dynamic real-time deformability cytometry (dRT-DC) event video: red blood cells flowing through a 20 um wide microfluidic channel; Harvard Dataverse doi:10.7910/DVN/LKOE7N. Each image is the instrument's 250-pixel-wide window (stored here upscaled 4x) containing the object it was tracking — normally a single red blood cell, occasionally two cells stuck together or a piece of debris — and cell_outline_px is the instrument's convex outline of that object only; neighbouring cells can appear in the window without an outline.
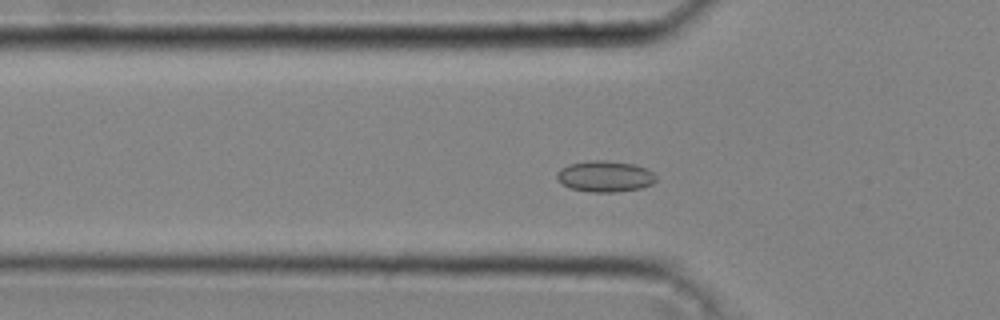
{"species": "common noctule bat (a hibernating species)", "species_latin": "Nyctalus noctula", "temperature_condition": "cold", "stored_images_in_passage": 43, "camera_frame_rate_fps": 3000, "um_per_image_px": 0.085, "animal": {"sex": "male", "body_mass_g": 20.4}, "frame": {"image": 1, "passage_image": 13, "time_ms": 4.0, "image_size_px": [1000, 320], "cell_outline_px": [[656, 180], [652, 184], [640, 188], [612, 192], [588, 192], [572, 188], [564, 184], [556, 176], [556, 172], [560, 168], [568, 164], [592, 160], [604, 160], [632, 164], [644, 168], [652, 172], [656, 176]], "centroid_in_image_um": [51.41, 14.98], "position_along_channel_um": 74.4, "area_um2": 17.74}}
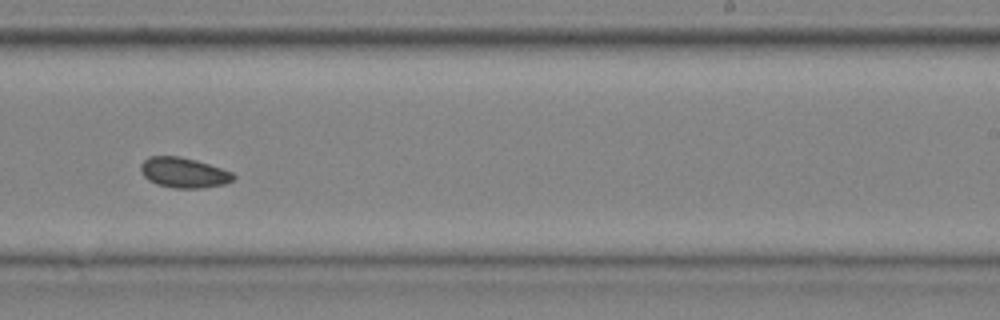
{"frame": {"image": 2, "passage_image": 27, "time_ms": 8.667, "image_size_px": [1000, 320], "cell_outline_px": [[236, 176], [232, 180], [224, 184], [200, 188], [176, 188], [156, 184], [148, 180], [140, 172], [140, 164], [148, 156], [180, 156], [196, 160], [232, 172]], "centroid_in_image_um": [15.58, 14.67], "position_along_channel_um": 273.4, "area_um2": 16.3}}
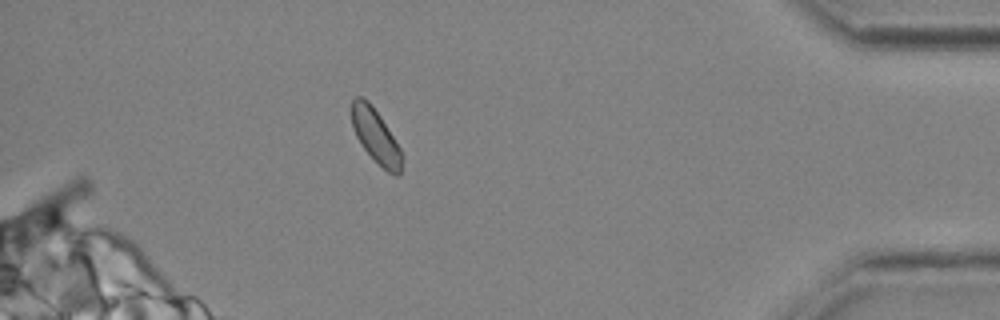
{"frame": {"image": 3, "passage_image": 39, "time_ms": 12.667, "image_size_px": [1000, 320], "cell_outline_px": [[404, 156], [400, 176], [396, 176], [388, 172], [364, 148], [356, 136], [352, 124], [352, 100], [356, 96], [360, 96], [368, 100], [380, 116], [400, 148]], "centroid_in_image_um": [31.96, 11.58], "position_along_channel_um": 403.2, "area_um2": 15.55}, "authors_computed_cell_mechanics": {"area_um2": 16.4152, "velocity_mm_per_s": 4.2715, "shape_relaxation_time_tau1_ms": null, "shape_relaxation_time_tau2_ms": 2.5837, "deformation_change_tau1": null, "deformation_change_tau2": 0.0556}}